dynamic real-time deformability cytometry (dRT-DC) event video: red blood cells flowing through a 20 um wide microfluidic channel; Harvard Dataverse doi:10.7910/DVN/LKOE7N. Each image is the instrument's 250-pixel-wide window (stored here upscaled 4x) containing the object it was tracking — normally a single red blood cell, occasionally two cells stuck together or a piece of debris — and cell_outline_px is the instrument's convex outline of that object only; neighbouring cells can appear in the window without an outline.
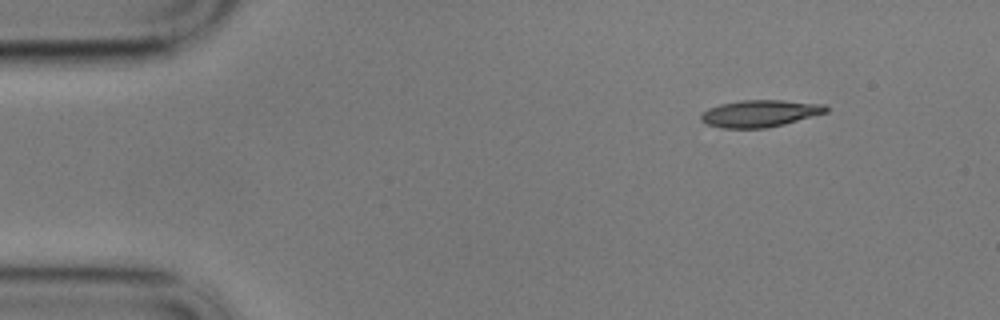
{"species": "common noctule bat (a hibernating species)", "species_latin": "Nyctalus noctula", "temperature_condition": "cold", "stored_images_in_passage": 52, "camera_frame_rate_fps": 3000, "um_per_image_px": 0.085, "animal": {"sex": "male", "body_mass_g": 17.9}, "frame": {"image": 1, "passage_image": 1, "time_ms": 0.0, "image_size_px": [1000, 320], "cell_outline_px": [[828, 112], [784, 124], [764, 128], [720, 128], [708, 124], [700, 120], [700, 116], [708, 108], [720, 104], [740, 100], [784, 100], [824, 104], [828, 108]], "centroid_in_image_um": [64.59, 9.64], "position_along_channel_um": 20.4, "area_um2": 19.65}}
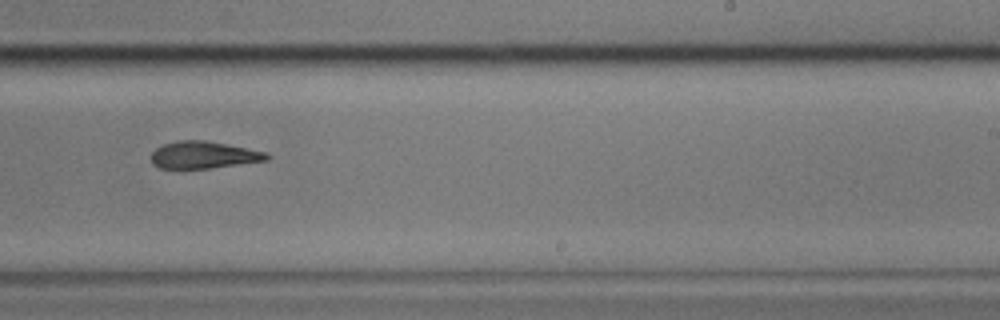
{"frame": {"image": 2, "passage_image": 30, "time_ms": 9.667, "image_size_px": [1000, 320], "cell_outline_px": [[272, 156], [268, 160], [208, 168], [160, 168], [152, 164], [152, 152], [156, 148], [164, 144], [180, 140], [204, 140], [268, 152]], "centroid_in_image_um": [17.33, 13.17], "position_along_channel_um": 271.7, "area_um2": 18.09}}
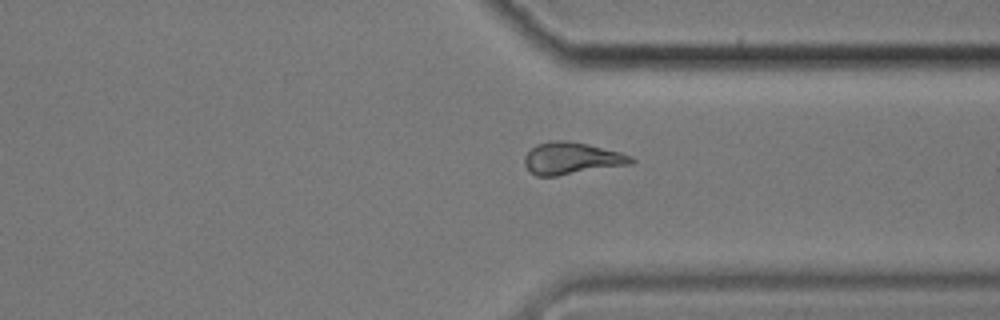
{"frame": {"image": 3, "passage_image": 38, "time_ms": 12.333, "image_size_px": [1000, 320], "cell_outline_px": [[636, 160], [632, 164], [556, 176], [536, 176], [528, 172], [524, 164], [524, 156], [536, 144], [548, 140], [568, 140], [588, 144], [620, 152], [632, 156]], "centroid_in_image_um": [48.57, 13.46], "position_along_channel_um": 362.8, "area_um2": 20.17}, "authors_computed_cell_mechanics": {"area_um2": 19.7676, "velocity_mm_per_s": 3.4066, "shape_relaxation_time_tau1_ms": null, "shape_relaxation_time_tau2_ms": 7.3079, "deformation_change_tau1": null, "deformation_change_tau2": 0.1817}}